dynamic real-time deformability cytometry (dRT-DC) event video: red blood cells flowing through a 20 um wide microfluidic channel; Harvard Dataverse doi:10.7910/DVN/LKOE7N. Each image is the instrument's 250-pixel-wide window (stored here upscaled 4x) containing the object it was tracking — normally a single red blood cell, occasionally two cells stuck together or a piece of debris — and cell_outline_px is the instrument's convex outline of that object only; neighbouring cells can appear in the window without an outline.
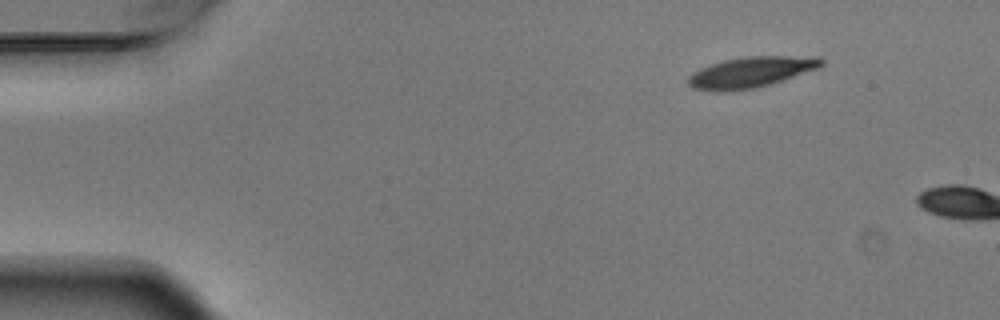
{"species": "Egyptian fruit bat (a non-hibernating species)", "species_latin": "Rousettus aegyptiacus", "temperature_condition": "warm", "stored_images_in_passage": 6, "segment_of_instrument_passage": [2, 2], "camera_frame_rate_fps": 3000, "um_per_image_px": 0.085, "animal": {"sex": "male"}, "frame": {"image": 1, "passage_image": 6, "time_ms": 1.667, "image_size_px": [1000, 320], "cell_outline_px": [[824, 64], [820, 68], [772, 84], [756, 88], [720, 92], [716, 92], [692, 88], [688, 84], [688, 76], [692, 72], [700, 68], [724, 60], [748, 56], [820, 56], [824, 60]], "centroid_in_image_um": [63.87, 6.14], "position_along_channel_um": 21.1, "area_um2": 24.22}}